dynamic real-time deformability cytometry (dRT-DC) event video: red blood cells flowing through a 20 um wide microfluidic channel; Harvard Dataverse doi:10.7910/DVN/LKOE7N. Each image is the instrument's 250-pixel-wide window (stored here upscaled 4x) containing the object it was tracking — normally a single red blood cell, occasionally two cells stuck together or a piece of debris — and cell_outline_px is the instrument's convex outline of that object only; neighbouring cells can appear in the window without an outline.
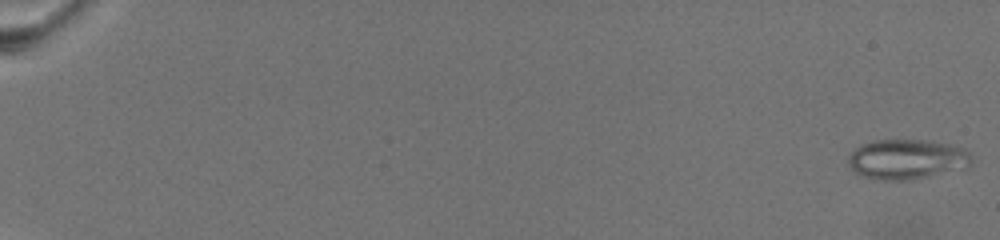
{"species": "common noctule bat (a hibernating species)", "species_latin": "Nyctalus noctula", "temperature_condition": "warm", "stored_images_in_passage": 72, "camera_frame_rate_fps": 3000, "um_per_image_px": 0.085, "animal": {"sex": "female", "body_mass_g": 19.5, "forearm_length_mm": 54.1}, "frame": {"image": 1, "passage_image": 1, "time_ms": 0.0, "image_size_px": [1000, 240], "cell_outline_px": [[972, 160], [968, 168], [908, 180], [880, 180], [864, 176], [856, 172], [848, 164], [848, 156], [860, 144], [876, 140], [928, 140], [948, 144], [964, 148], [968, 152]], "centroid_in_image_um": [77.1, 13.53], "position_along_channel_um": 7.9, "area_um2": 28.67}}
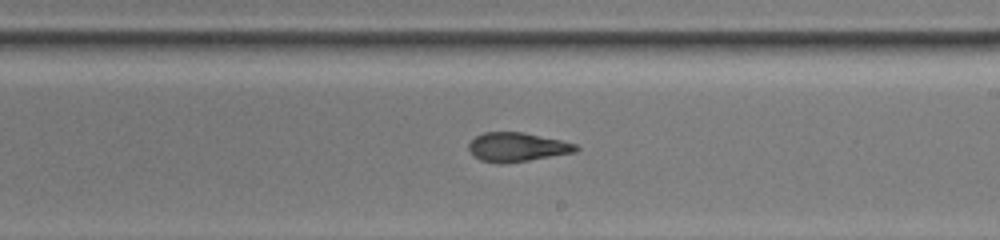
{"frame": {"image": 2, "passage_image": 46, "time_ms": 15.0, "image_size_px": [1000, 240], "cell_outline_px": [[580, 148], [576, 152], [504, 164], [496, 164], [480, 160], [472, 156], [468, 148], [468, 144], [476, 136], [484, 132], [524, 132], [560, 140], [576, 144]], "centroid_in_image_um": [43.92, 12.51], "position_along_channel_um": 245.1, "area_um2": 18.26}}
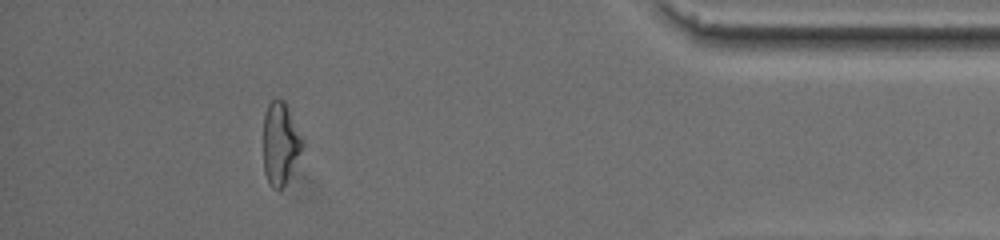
{"frame": {"image": 3, "passage_image": 66, "time_ms": 21.667, "image_size_px": [1000, 240], "cell_outline_px": [[304, 144], [284, 184], [280, 188], [272, 188], [264, 172], [264, 116], [268, 104], [272, 100], [284, 100]], "centroid_in_image_um": [23.8, 12.17], "position_along_channel_um": 411.4, "area_um2": 17.92}, "authors_computed_cell_mechanics": {"area_um2": 20.23, "velocity_mm_per_s": 3.0805, "shape_relaxation_time_tau1_ms": null, "shape_relaxation_time_tau2_ms": 2.3852, "deformation_change_tau1": null, "deformation_change_tau2": 0.0973}}